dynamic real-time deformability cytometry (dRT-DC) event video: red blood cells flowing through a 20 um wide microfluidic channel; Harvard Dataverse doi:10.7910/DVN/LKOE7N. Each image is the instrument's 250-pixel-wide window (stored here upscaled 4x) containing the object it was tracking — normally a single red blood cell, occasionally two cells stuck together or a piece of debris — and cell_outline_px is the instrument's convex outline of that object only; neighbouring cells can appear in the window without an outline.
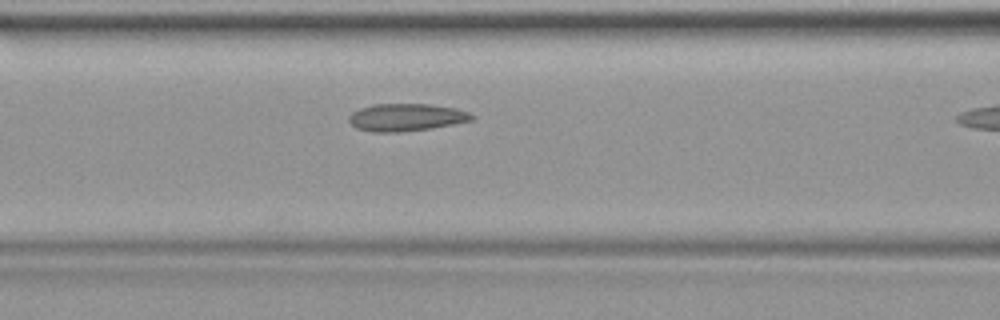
{"species": "common noctule bat (a hibernating species)", "species_latin": "Nyctalus noctula", "temperature_condition": "warm", "stored_images_in_passage": 11, "camera_frame_rate_fps": 3000, "um_per_image_px": 0.085, "animal": {"sex": "female", "body_mass_g": 19.9}, "frame": {"image": 1, "passage_image": 10, "time_ms": 3.0, "image_size_px": [1000, 320], "cell_outline_px": [[476, 120], [432, 128], [396, 132], [372, 132], [356, 128], [348, 120], [348, 116], [352, 112], [360, 108], [372, 104], [428, 104], [456, 108], [468, 112], [476, 116]], "centroid_in_image_um": [34.55, 9.97], "position_along_channel_um": 132.1, "area_um2": 19.83}}